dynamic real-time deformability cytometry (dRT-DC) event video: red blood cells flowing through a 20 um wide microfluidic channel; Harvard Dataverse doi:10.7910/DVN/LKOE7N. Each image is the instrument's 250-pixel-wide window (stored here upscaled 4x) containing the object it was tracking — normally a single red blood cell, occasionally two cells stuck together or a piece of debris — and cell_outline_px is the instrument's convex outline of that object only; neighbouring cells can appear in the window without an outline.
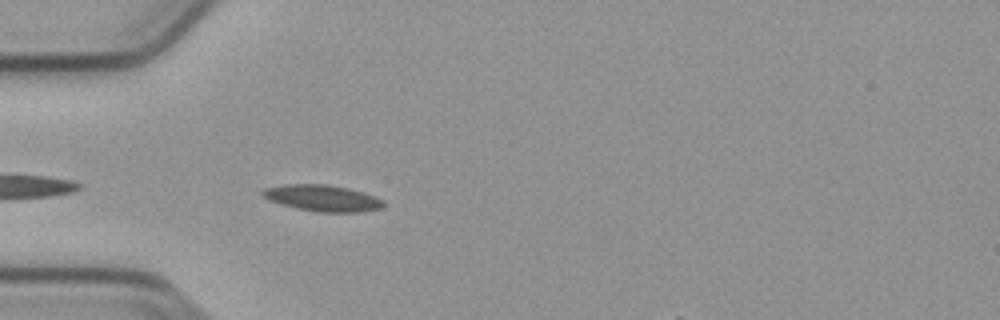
{"species": "common noctule bat (a hibernating species)", "species_latin": "Nyctalus noctula", "temperature_condition": "cold", "stored_images_in_passage": 13, "camera_frame_rate_fps": 3000, "um_per_image_px": 0.085, "animal": {"sex": "male", "body_mass_g": 23.1, "forearm_length_mm": 52.7}, "frame": {"image": 1, "passage_image": 3, "time_ms": 0.667, "image_size_px": [1000, 320], "cell_outline_px": [[384, 204], [380, 208], [360, 212], [316, 212], [296, 208], [280, 204], [268, 200], [260, 192], [264, 188], [284, 184], [328, 184], [348, 188], [364, 192], [376, 196], [384, 200]], "centroid_in_image_um": [27.4, 16.83], "position_along_channel_um": 57.6, "area_um2": 18.73}}
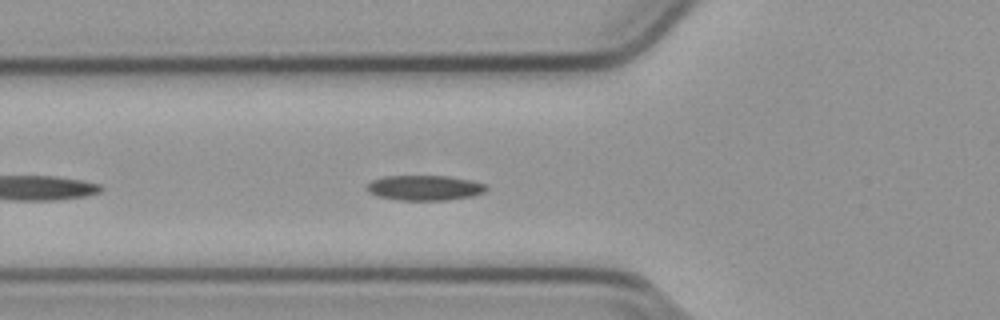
{"frame": {"image": 2, "passage_image": 6, "time_ms": 1.667, "image_size_px": [1000, 320], "cell_outline_px": [[488, 188], [484, 192], [472, 196], [448, 200], [396, 200], [380, 196], [368, 192], [368, 184], [372, 180], [384, 176], [448, 176], [472, 180], [484, 184]], "centroid_in_image_um": [36.12, 15.96], "position_along_channel_um": 89.7, "area_um2": 17.4}}
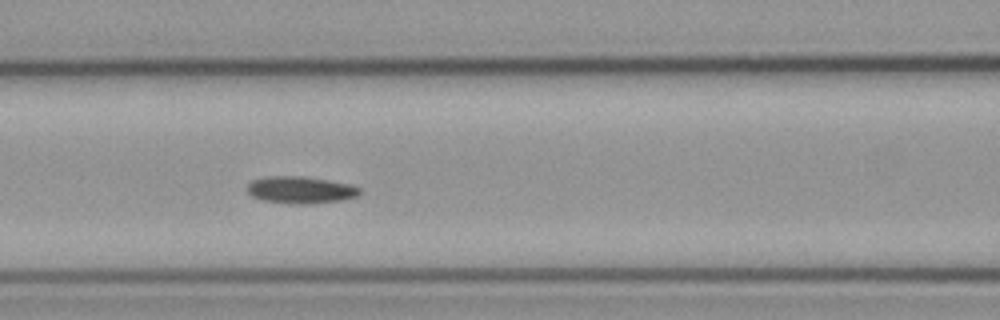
{"frame": {"image": 3, "passage_image": 10, "time_ms": 3.0, "image_size_px": [1000, 320], "cell_outline_px": [[360, 192], [356, 196], [340, 200], [308, 204], [296, 204], [264, 200], [252, 196], [248, 192], [248, 184], [252, 180], [264, 176], [304, 176], [352, 184], [360, 188]], "centroid_in_image_um": [25.54, 16.13], "position_along_channel_um": 141.1, "area_um2": 17.63}}